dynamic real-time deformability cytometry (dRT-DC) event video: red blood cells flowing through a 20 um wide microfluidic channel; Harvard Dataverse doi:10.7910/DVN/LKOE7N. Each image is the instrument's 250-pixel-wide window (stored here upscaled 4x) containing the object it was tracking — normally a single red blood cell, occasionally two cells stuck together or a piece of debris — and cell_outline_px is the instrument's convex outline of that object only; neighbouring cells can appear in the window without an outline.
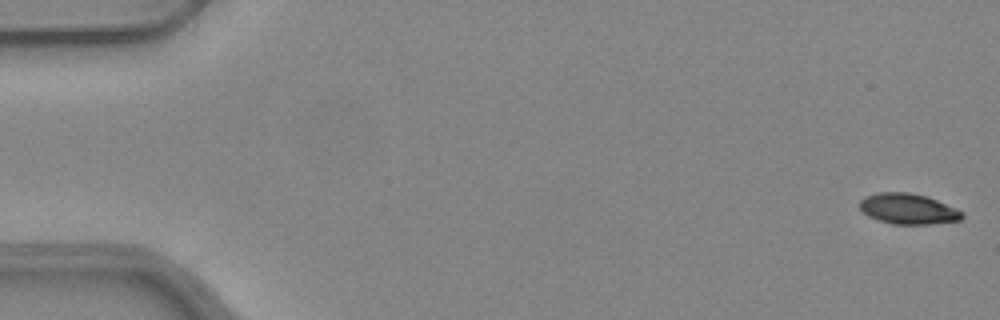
{"species": "common noctule bat (a hibernating species)", "species_latin": "Nyctalus noctula", "temperature_condition": "warm", "stored_images_in_passage": 16, "camera_frame_rate_fps": 3000, "um_per_image_px": 0.085, "animal": {"sex": "female", "body_mass_g": 24.6, "forearm_length_mm": 56.2}, "frame": {"image": 1, "passage_image": 1, "time_ms": 0.0, "image_size_px": [1000, 320], "cell_outline_px": [[964, 216], [960, 220], [928, 224], [892, 224], [868, 216], [860, 208], [860, 200], [864, 196], [876, 192], [908, 192], [924, 196], [936, 200], [956, 208], [964, 212]], "centroid_in_image_um": [77.18, 17.75], "position_along_channel_um": 7.8, "area_um2": 18.15}}
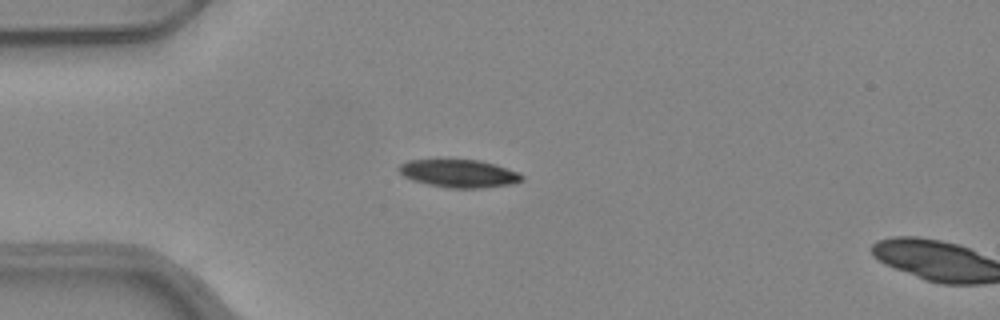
{"frame": {"image": 2, "passage_image": 14, "time_ms": 4.333, "image_size_px": [1000, 320], "cell_outline_px": [[524, 180], [512, 184], [480, 188], [448, 188], [428, 184], [412, 180], [404, 176], [396, 168], [400, 164], [408, 160], [436, 156], [480, 160], [496, 164], [520, 172], [524, 176]], "centroid_in_image_um": [38.97, 14.68], "position_along_channel_um": 46.0, "area_um2": 21.15}}